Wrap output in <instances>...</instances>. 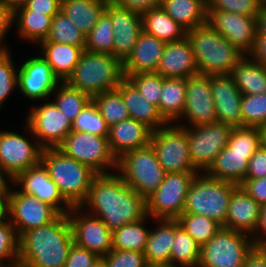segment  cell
<instances>
[{"label":"cell","mask_w":266,"mask_h":267,"mask_svg":"<svg viewBox=\"0 0 266 267\" xmlns=\"http://www.w3.org/2000/svg\"><path fill=\"white\" fill-rule=\"evenodd\" d=\"M80 207L99 217L111 232L147 216L146 199L130 188L117 171L97 174Z\"/></svg>","instance_id":"6da1fadb"},{"label":"cell","mask_w":266,"mask_h":267,"mask_svg":"<svg viewBox=\"0 0 266 267\" xmlns=\"http://www.w3.org/2000/svg\"><path fill=\"white\" fill-rule=\"evenodd\" d=\"M74 243L68 214L19 237L18 267H64Z\"/></svg>","instance_id":"7a4b0ae2"},{"label":"cell","mask_w":266,"mask_h":267,"mask_svg":"<svg viewBox=\"0 0 266 267\" xmlns=\"http://www.w3.org/2000/svg\"><path fill=\"white\" fill-rule=\"evenodd\" d=\"M186 37L193 50L199 74L230 75L232 68L244 56L208 24L188 30Z\"/></svg>","instance_id":"3957f363"},{"label":"cell","mask_w":266,"mask_h":267,"mask_svg":"<svg viewBox=\"0 0 266 267\" xmlns=\"http://www.w3.org/2000/svg\"><path fill=\"white\" fill-rule=\"evenodd\" d=\"M124 78L123 62L120 59L111 54L84 50L65 82L92 98L100 93L117 89Z\"/></svg>","instance_id":"277c9868"},{"label":"cell","mask_w":266,"mask_h":267,"mask_svg":"<svg viewBox=\"0 0 266 267\" xmlns=\"http://www.w3.org/2000/svg\"><path fill=\"white\" fill-rule=\"evenodd\" d=\"M41 162L60 194L71 206H80L86 200L96 172L58 148H43Z\"/></svg>","instance_id":"5b68a950"},{"label":"cell","mask_w":266,"mask_h":267,"mask_svg":"<svg viewBox=\"0 0 266 267\" xmlns=\"http://www.w3.org/2000/svg\"><path fill=\"white\" fill-rule=\"evenodd\" d=\"M238 185L199 172L190 184L183 213L214 219L225 228L229 200Z\"/></svg>","instance_id":"8992f818"},{"label":"cell","mask_w":266,"mask_h":267,"mask_svg":"<svg viewBox=\"0 0 266 267\" xmlns=\"http://www.w3.org/2000/svg\"><path fill=\"white\" fill-rule=\"evenodd\" d=\"M21 132L14 127L0 128V165L15 178L19 173L41 162L43 147L32 134L29 126L21 120ZM3 128V129H2ZM11 128V129H8ZM18 130V131H17Z\"/></svg>","instance_id":"52a82bcc"},{"label":"cell","mask_w":266,"mask_h":267,"mask_svg":"<svg viewBox=\"0 0 266 267\" xmlns=\"http://www.w3.org/2000/svg\"><path fill=\"white\" fill-rule=\"evenodd\" d=\"M117 172L145 199L159 187L166 174L151 145L126 152L118 159Z\"/></svg>","instance_id":"ba28073f"},{"label":"cell","mask_w":266,"mask_h":267,"mask_svg":"<svg viewBox=\"0 0 266 267\" xmlns=\"http://www.w3.org/2000/svg\"><path fill=\"white\" fill-rule=\"evenodd\" d=\"M254 247L251 236L222 227L201 246L198 267H243Z\"/></svg>","instance_id":"9c48e42d"},{"label":"cell","mask_w":266,"mask_h":267,"mask_svg":"<svg viewBox=\"0 0 266 267\" xmlns=\"http://www.w3.org/2000/svg\"><path fill=\"white\" fill-rule=\"evenodd\" d=\"M57 148L97 174L117 171L118 160L110 149L108 137L71 131Z\"/></svg>","instance_id":"30bf717a"},{"label":"cell","mask_w":266,"mask_h":267,"mask_svg":"<svg viewBox=\"0 0 266 267\" xmlns=\"http://www.w3.org/2000/svg\"><path fill=\"white\" fill-rule=\"evenodd\" d=\"M20 56L19 54L17 71L18 95L21 96L19 99L25 100V103L31 101V104L50 99L61 82L54 75L51 66L32 48L30 53Z\"/></svg>","instance_id":"8fae6325"},{"label":"cell","mask_w":266,"mask_h":267,"mask_svg":"<svg viewBox=\"0 0 266 267\" xmlns=\"http://www.w3.org/2000/svg\"><path fill=\"white\" fill-rule=\"evenodd\" d=\"M150 145L166 173L200 172L190 158L187 127L167 123L152 132Z\"/></svg>","instance_id":"7c38bea8"},{"label":"cell","mask_w":266,"mask_h":267,"mask_svg":"<svg viewBox=\"0 0 266 267\" xmlns=\"http://www.w3.org/2000/svg\"><path fill=\"white\" fill-rule=\"evenodd\" d=\"M28 105L22 120L43 148H57L72 131V121L51 99Z\"/></svg>","instance_id":"4fadbf2b"},{"label":"cell","mask_w":266,"mask_h":267,"mask_svg":"<svg viewBox=\"0 0 266 267\" xmlns=\"http://www.w3.org/2000/svg\"><path fill=\"white\" fill-rule=\"evenodd\" d=\"M197 173H166L159 187L146 198L147 215L153 219H177L184 211L190 184Z\"/></svg>","instance_id":"5bb4252c"},{"label":"cell","mask_w":266,"mask_h":267,"mask_svg":"<svg viewBox=\"0 0 266 267\" xmlns=\"http://www.w3.org/2000/svg\"><path fill=\"white\" fill-rule=\"evenodd\" d=\"M232 128L220 122L187 127L190 158L200 172H205L228 145Z\"/></svg>","instance_id":"9a60e30c"},{"label":"cell","mask_w":266,"mask_h":267,"mask_svg":"<svg viewBox=\"0 0 266 267\" xmlns=\"http://www.w3.org/2000/svg\"><path fill=\"white\" fill-rule=\"evenodd\" d=\"M59 213L37 197L20 192L15 186L7 198V218L18 237L24 232L52 222Z\"/></svg>","instance_id":"2e32d148"},{"label":"cell","mask_w":266,"mask_h":267,"mask_svg":"<svg viewBox=\"0 0 266 267\" xmlns=\"http://www.w3.org/2000/svg\"><path fill=\"white\" fill-rule=\"evenodd\" d=\"M217 122L212 98L210 75L197 74L186 78V101L182 116L175 122L183 127Z\"/></svg>","instance_id":"e0dca14e"},{"label":"cell","mask_w":266,"mask_h":267,"mask_svg":"<svg viewBox=\"0 0 266 267\" xmlns=\"http://www.w3.org/2000/svg\"><path fill=\"white\" fill-rule=\"evenodd\" d=\"M74 243L95 253L106 256L113 249L112 232L99 218L80 206H72L68 212Z\"/></svg>","instance_id":"ac0fdd59"},{"label":"cell","mask_w":266,"mask_h":267,"mask_svg":"<svg viewBox=\"0 0 266 267\" xmlns=\"http://www.w3.org/2000/svg\"><path fill=\"white\" fill-rule=\"evenodd\" d=\"M206 24L216 30L244 55L253 52L256 43L255 16L207 10Z\"/></svg>","instance_id":"d6986e66"},{"label":"cell","mask_w":266,"mask_h":267,"mask_svg":"<svg viewBox=\"0 0 266 267\" xmlns=\"http://www.w3.org/2000/svg\"><path fill=\"white\" fill-rule=\"evenodd\" d=\"M14 186L20 192L37 197L40 201L49 204L59 214H68L72 208L60 194L42 162L19 173L14 178Z\"/></svg>","instance_id":"ffe728a7"},{"label":"cell","mask_w":266,"mask_h":267,"mask_svg":"<svg viewBox=\"0 0 266 267\" xmlns=\"http://www.w3.org/2000/svg\"><path fill=\"white\" fill-rule=\"evenodd\" d=\"M105 13L112 24L113 56L124 62L143 32L141 14L119 7L111 0Z\"/></svg>","instance_id":"44dd1931"},{"label":"cell","mask_w":266,"mask_h":267,"mask_svg":"<svg viewBox=\"0 0 266 267\" xmlns=\"http://www.w3.org/2000/svg\"><path fill=\"white\" fill-rule=\"evenodd\" d=\"M217 122L242 127V93L230 75H210Z\"/></svg>","instance_id":"7402d4cb"},{"label":"cell","mask_w":266,"mask_h":267,"mask_svg":"<svg viewBox=\"0 0 266 267\" xmlns=\"http://www.w3.org/2000/svg\"><path fill=\"white\" fill-rule=\"evenodd\" d=\"M261 205L240 185L231 194L225 228L253 236L260 219Z\"/></svg>","instance_id":"603a6c76"},{"label":"cell","mask_w":266,"mask_h":267,"mask_svg":"<svg viewBox=\"0 0 266 267\" xmlns=\"http://www.w3.org/2000/svg\"><path fill=\"white\" fill-rule=\"evenodd\" d=\"M156 73L164 78H189L199 74L187 37L167 42Z\"/></svg>","instance_id":"cb8c5ba5"},{"label":"cell","mask_w":266,"mask_h":267,"mask_svg":"<svg viewBox=\"0 0 266 267\" xmlns=\"http://www.w3.org/2000/svg\"><path fill=\"white\" fill-rule=\"evenodd\" d=\"M153 130L131 117L109 128L108 142L118 160L126 152L150 145Z\"/></svg>","instance_id":"d4e9b609"},{"label":"cell","mask_w":266,"mask_h":267,"mask_svg":"<svg viewBox=\"0 0 266 267\" xmlns=\"http://www.w3.org/2000/svg\"><path fill=\"white\" fill-rule=\"evenodd\" d=\"M166 43L161 39L142 32L131 54L123 62L124 75L155 73Z\"/></svg>","instance_id":"484cf974"},{"label":"cell","mask_w":266,"mask_h":267,"mask_svg":"<svg viewBox=\"0 0 266 267\" xmlns=\"http://www.w3.org/2000/svg\"><path fill=\"white\" fill-rule=\"evenodd\" d=\"M53 16L36 13L26 9L23 5L17 7L14 10L13 17V38L20 39L21 43L23 42V46L26 44L23 48H26L27 44H29L27 51L29 50L28 47L35 49L40 42L48 37Z\"/></svg>","instance_id":"4316f807"},{"label":"cell","mask_w":266,"mask_h":267,"mask_svg":"<svg viewBox=\"0 0 266 267\" xmlns=\"http://www.w3.org/2000/svg\"><path fill=\"white\" fill-rule=\"evenodd\" d=\"M174 219H153L143 254L148 265H170Z\"/></svg>","instance_id":"83f0119b"},{"label":"cell","mask_w":266,"mask_h":267,"mask_svg":"<svg viewBox=\"0 0 266 267\" xmlns=\"http://www.w3.org/2000/svg\"><path fill=\"white\" fill-rule=\"evenodd\" d=\"M35 48L61 82H65L72 74L84 51L80 46L57 42H40Z\"/></svg>","instance_id":"f1b7e54d"},{"label":"cell","mask_w":266,"mask_h":267,"mask_svg":"<svg viewBox=\"0 0 266 267\" xmlns=\"http://www.w3.org/2000/svg\"><path fill=\"white\" fill-rule=\"evenodd\" d=\"M255 152H240L226 146L205 171L209 177L240 185L246 177L249 159Z\"/></svg>","instance_id":"f546056e"},{"label":"cell","mask_w":266,"mask_h":267,"mask_svg":"<svg viewBox=\"0 0 266 267\" xmlns=\"http://www.w3.org/2000/svg\"><path fill=\"white\" fill-rule=\"evenodd\" d=\"M117 89L121 92L132 119L144 123L153 131L167 124L159 113L158 108L143 97L126 77L121 81Z\"/></svg>","instance_id":"4dcf8cb0"},{"label":"cell","mask_w":266,"mask_h":267,"mask_svg":"<svg viewBox=\"0 0 266 267\" xmlns=\"http://www.w3.org/2000/svg\"><path fill=\"white\" fill-rule=\"evenodd\" d=\"M230 76L243 95L266 93V67L251 55H244L232 68Z\"/></svg>","instance_id":"1f68e13d"},{"label":"cell","mask_w":266,"mask_h":267,"mask_svg":"<svg viewBox=\"0 0 266 267\" xmlns=\"http://www.w3.org/2000/svg\"><path fill=\"white\" fill-rule=\"evenodd\" d=\"M110 0H61V11L88 35L105 12Z\"/></svg>","instance_id":"d6a6232c"},{"label":"cell","mask_w":266,"mask_h":267,"mask_svg":"<svg viewBox=\"0 0 266 267\" xmlns=\"http://www.w3.org/2000/svg\"><path fill=\"white\" fill-rule=\"evenodd\" d=\"M160 6L187 31L206 24V0H161Z\"/></svg>","instance_id":"836d02e7"},{"label":"cell","mask_w":266,"mask_h":267,"mask_svg":"<svg viewBox=\"0 0 266 267\" xmlns=\"http://www.w3.org/2000/svg\"><path fill=\"white\" fill-rule=\"evenodd\" d=\"M143 32L165 42L178 41L186 37L187 30L176 23L161 6L141 14Z\"/></svg>","instance_id":"e575fe53"},{"label":"cell","mask_w":266,"mask_h":267,"mask_svg":"<svg viewBox=\"0 0 266 267\" xmlns=\"http://www.w3.org/2000/svg\"><path fill=\"white\" fill-rule=\"evenodd\" d=\"M186 101V79L164 78L158 111L167 123H175L183 114Z\"/></svg>","instance_id":"d590c367"},{"label":"cell","mask_w":266,"mask_h":267,"mask_svg":"<svg viewBox=\"0 0 266 267\" xmlns=\"http://www.w3.org/2000/svg\"><path fill=\"white\" fill-rule=\"evenodd\" d=\"M201 246L174 219V238L170 253L173 267H198Z\"/></svg>","instance_id":"8d00e7d4"},{"label":"cell","mask_w":266,"mask_h":267,"mask_svg":"<svg viewBox=\"0 0 266 267\" xmlns=\"http://www.w3.org/2000/svg\"><path fill=\"white\" fill-rule=\"evenodd\" d=\"M151 217L147 215L137 222L128 223L112 232L113 249L144 252L151 229Z\"/></svg>","instance_id":"74e56055"},{"label":"cell","mask_w":266,"mask_h":267,"mask_svg":"<svg viewBox=\"0 0 266 267\" xmlns=\"http://www.w3.org/2000/svg\"><path fill=\"white\" fill-rule=\"evenodd\" d=\"M50 99L72 122L87 106L92 98L77 88L70 87L66 82H60Z\"/></svg>","instance_id":"f35d334b"},{"label":"cell","mask_w":266,"mask_h":267,"mask_svg":"<svg viewBox=\"0 0 266 267\" xmlns=\"http://www.w3.org/2000/svg\"><path fill=\"white\" fill-rule=\"evenodd\" d=\"M12 49L13 47L8 50H0V113L3 112L2 109H6L4 106L8 105L7 102H10V98L19 97L17 96L18 56L14 55ZM0 116L2 115L0 114Z\"/></svg>","instance_id":"ab89813d"},{"label":"cell","mask_w":266,"mask_h":267,"mask_svg":"<svg viewBox=\"0 0 266 267\" xmlns=\"http://www.w3.org/2000/svg\"><path fill=\"white\" fill-rule=\"evenodd\" d=\"M92 101L109 128L130 117L128 108L118 89L100 93L92 97Z\"/></svg>","instance_id":"60d3db41"},{"label":"cell","mask_w":266,"mask_h":267,"mask_svg":"<svg viewBox=\"0 0 266 267\" xmlns=\"http://www.w3.org/2000/svg\"><path fill=\"white\" fill-rule=\"evenodd\" d=\"M42 42H57L80 46L84 49L86 35L60 10L52 17L49 35Z\"/></svg>","instance_id":"b9f144b4"},{"label":"cell","mask_w":266,"mask_h":267,"mask_svg":"<svg viewBox=\"0 0 266 267\" xmlns=\"http://www.w3.org/2000/svg\"><path fill=\"white\" fill-rule=\"evenodd\" d=\"M177 220L200 246L207 243L222 228L214 219L193 213H182Z\"/></svg>","instance_id":"7bdbcfd3"},{"label":"cell","mask_w":266,"mask_h":267,"mask_svg":"<svg viewBox=\"0 0 266 267\" xmlns=\"http://www.w3.org/2000/svg\"><path fill=\"white\" fill-rule=\"evenodd\" d=\"M113 37L111 19L104 12L86 36L84 50L92 53H107L113 56Z\"/></svg>","instance_id":"ee69618b"},{"label":"cell","mask_w":266,"mask_h":267,"mask_svg":"<svg viewBox=\"0 0 266 267\" xmlns=\"http://www.w3.org/2000/svg\"><path fill=\"white\" fill-rule=\"evenodd\" d=\"M19 237L15 227L6 217L0 221V265L18 267Z\"/></svg>","instance_id":"f6af8a7d"},{"label":"cell","mask_w":266,"mask_h":267,"mask_svg":"<svg viewBox=\"0 0 266 267\" xmlns=\"http://www.w3.org/2000/svg\"><path fill=\"white\" fill-rule=\"evenodd\" d=\"M72 131L108 137L109 127L93 101H91L72 122Z\"/></svg>","instance_id":"bcb514c9"},{"label":"cell","mask_w":266,"mask_h":267,"mask_svg":"<svg viewBox=\"0 0 266 267\" xmlns=\"http://www.w3.org/2000/svg\"><path fill=\"white\" fill-rule=\"evenodd\" d=\"M242 127H261L266 123V93L242 95Z\"/></svg>","instance_id":"7dc6e473"},{"label":"cell","mask_w":266,"mask_h":267,"mask_svg":"<svg viewBox=\"0 0 266 267\" xmlns=\"http://www.w3.org/2000/svg\"><path fill=\"white\" fill-rule=\"evenodd\" d=\"M150 103L159 107L163 77L158 73H134L125 76Z\"/></svg>","instance_id":"c3c4849f"},{"label":"cell","mask_w":266,"mask_h":267,"mask_svg":"<svg viewBox=\"0 0 266 267\" xmlns=\"http://www.w3.org/2000/svg\"><path fill=\"white\" fill-rule=\"evenodd\" d=\"M233 151L255 152L261 146V135L258 127H233L228 145Z\"/></svg>","instance_id":"681fc988"},{"label":"cell","mask_w":266,"mask_h":267,"mask_svg":"<svg viewBox=\"0 0 266 267\" xmlns=\"http://www.w3.org/2000/svg\"><path fill=\"white\" fill-rule=\"evenodd\" d=\"M207 10L226 11L245 16H256L262 0H207Z\"/></svg>","instance_id":"f907efd6"},{"label":"cell","mask_w":266,"mask_h":267,"mask_svg":"<svg viewBox=\"0 0 266 267\" xmlns=\"http://www.w3.org/2000/svg\"><path fill=\"white\" fill-rule=\"evenodd\" d=\"M108 267H146L148 264L143 252L112 249L104 256Z\"/></svg>","instance_id":"816d5d0a"},{"label":"cell","mask_w":266,"mask_h":267,"mask_svg":"<svg viewBox=\"0 0 266 267\" xmlns=\"http://www.w3.org/2000/svg\"><path fill=\"white\" fill-rule=\"evenodd\" d=\"M97 258L92 251L73 243L64 267H92Z\"/></svg>","instance_id":"f5cc1de1"},{"label":"cell","mask_w":266,"mask_h":267,"mask_svg":"<svg viewBox=\"0 0 266 267\" xmlns=\"http://www.w3.org/2000/svg\"><path fill=\"white\" fill-rule=\"evenodd\" d=\"M13 17L14 11L9 6L0 3V50H8L12 47L8 38H11L9 36L13 31Z\"/></svg>","instance_id":"db71d44e"},{"label":"cell","mask_w":266,"mask_h":267,"mask_svg":"<svg viewBox=\"0 0 266 267\" xmlns=\"http://www.w3.org/2000/svg\"><path fill=\"white\" fill-rule=\"evenodd\" d=\"M266 177V148L260 146L249 159L245 179H259Z\"/></svg>","instance_id":"11a10c76"},{"label":"cell","mask_w":266,"mask_h":267,"mask_svg":"<svg viewBox=\"0 0 266 267\" xmlns=\"http://www.w3.org/2000/svg\"><path fill=\"white\" fill-rule=\"evenodd\" d=\"M240 186L261 206L266 205V177L245 179Z\"/></svg>","instance_id":"9f6ffc18"},{"label":"cell","mask_w":266,"mask_h":267,"mask_svg":"<svg viewBox=\"0 0 266 267\" xmlns=\"http://www.w3.org/2000/svg\"><path fill=\"white\" fill-rule=\"evenodd\" d=\"M23 6L36 13L55 15L61 9V0H26Z\"/></svg>","instance_id":"6f0895ef"},{"label":"cell","mask_w":266,"mask_h":267,"mask_svg":"<svg viewBox=\"0 0 266 267\" xmlns=\"http://www.w3.org/2000/svg\"><path fill=\"white\" fill-rule=\"evenodd\" d=\"M117 6L130 11L143 14L151 8H156L161 5V0H111Z\"/></svg>","instance_id":"680465c9"},{"label":"cell","mask_w":266,"mask_h":267,"mask_svg":"<svg viewBox=\"0 0 266 267\" xmlns=\"http://www.w3.org/2000/svg\"><path fill=\"white\" fill-rule=\"evenodd\" d=\"M252 238L255 247L266 248V205L261 206L259 224Z\"/></svg>","instance_id":"91938a15"},{"label":"cell","mask_w":266,"mask_h":267,"mask_svg":"<svg viewBox=\"0 0 266 267\" xmlns=\"http://www.w3.org/2000/svg\"><path fill=\"white\" fill-rule=\"evenodd\" d=\"M243 267H266V248L254 247L247 255Z\"/></svg>","instance_id":"94428289"},{"label":"cell","mask_w":266,"mask_h":267,"mask_svg":"<svg viewBox=\"0 0 266 267\" xmlns=\"http://www.w3.org/2000/svg\"><path fill=\"white\" fill-rule=\"evenodd\" d=\"M14 187V178L0 165V197L8 198Z\"/></svg>","instance_id":"6125c7cd"},{"label":"cell","mask_w":266,"mask_h":267,"mask_svg":"<svg viewBox=\"0 0 266 267\" xmlns=\"http://www.w3.org/2000/svg\"><path fill=\"white\" fill-rule=\"evenodd\" d=\"M250 55L266 67V36L256 37L255 47Z\"/></svg>","instance_id":"be15d7a7"},{"label":"cell","mask_w":266,"mask_h":267,"mask_svg":"<svg viewBox=\"0 0 266 267\" xmlns=\"http://www.w3.org/2000/svg\"><path fill=\"white\" fill-rule=\"evenodd\" d=\"M256 37L266 36V3L260 7L259 13L255 16Z\"/></svg>","instance_id":"e7e4bbea"},{"label":"cell","mask_w":266,"mask_h":267,"mask_svg":"<svg viewBox=\"0 0 266 267\" xmlns=\"http://www.w3.org/2000/svg\"><path fill=\"white\" fill-rule=\"evenodd\" d=\"M25 1L26 0H0V3L9 6L14 11L17 7L22 6Z\"/></svg>","instance_id":"03108f58"},{"label":"cell","mask_w":266,"mask_h":267,"mask_svg":"<svg viewBox=\"0 0 266 267\" xmlns=\"http://www.w3.org/2000/svg\"><path fill=\"white\" fill-rule=\"evenodd\" d=\"M7 217V198L0 197V221Z\"/></svg>","instance_id":"003e7915"},{"label":"cell","mask_w":266,"mask_h":267,"mask_svg":"<svg viewBox=\"0 0 266 267\" xmlns=\"http://www.w3.org/2000/svg\"><path fill=\"white\" fill-rule=\"evenodd\" d=\"M261 135V146L266 148V123L259 127Z\"/></svg>","instance_id":"a7ac6f4b"},{"label":"cell","mask_w":266,"mask_h":267,"mask_svg":"<svg viewBox=\"0 0 266 267\" xmlns=\"http://www.w3.org/2000/svg\"><path fill=\"white\" fill-rule=\"evenodd\" d=\"M92 267H108V265L104 257H98L97 260L93 263Z\"/></svg>","instance_id":"89a4df30"},{"label":"cell","mask_w":266,"mask_h":267,"mask_svg":"<svg viewBox=\"0 0 266 267\" xmlns=\"http://www.w3.org/2000/svg\"><path fill=\"white\" fill-rule=\"evenodd\" d=\"M146 267H173L171 265H147Z\"/></svg>","instance_id":"2644e50d"}]
</instances>
